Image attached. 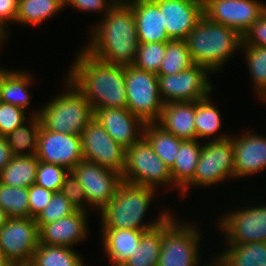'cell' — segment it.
Returning a JSON list of instances; mask_svg holds the SVG:
<instances>
[{
    "label": "cell",
    "mask_w": 266,
    "mask_h": 266,
    "mask_svg": "<svg viewBox=\"0 0 266 266\" xmlns=\"http://www.w3.org/2000/svg\"><path fill=\"white\" fill-rule=\"evenodd\" d=\"M215 259H216L215 262L213 261V263H208L205 265L203 264L202 266H226L223 258L220 256V254H219V256L215 257Z\"/></svg>",
    "instance_id": "47"
},
{
    "label": "cell",
    "mask_w": 266,
    "mask_h": 266,
    "mask_svg": "<svg viewBox=\"0 0 266 266\" xmlns=\"http://www.w3.org/2000/svg\"><path fill=\"white\" fill-rule=\"evenodd\" d=\"M19 0H0V25L8 28V22H16Z\"/></svg>",
    "instance_id": "45"
},
{
    "label": "cell",
    "mask_w": 266,
    "mask_h": 266,
    "mask_svg": "<svg viewBox=\"0 0 266 266\" xmlns=\"http://www.w3.org/2000/svg\"><path fill=\"white\" fill-rule=\"evenodd\" d=\"M69 170L61 165L38 162L35 184L52 192H60Z\"/></svg>",
    "instance_id": "39"
},
{
    "label": "cell",
    "mask_w": 266,
    "mask_h": 266,
    "mask_svg": "<svg viewBox=\"0 0 266 266\" xmlns=\"http://www.w3.org/2000/svg\"><path fill=\"white\" fill-rule=\"evenodd\" d=\"M39 160L35 156H12L0 172V182L11 187L29 188L35 184Z\"/></svg>",
    "instance_id": "27"
},
{
    "label": "cell",
    "mask_w": 266,
    "mask_h": 266,
    "mask_svg": "<svg viewBox=\"0 0 266 266\" xmlns=\"http://www.w3.org/2000/svg\"><path fill=\"white\" fill-rule=\"evenodd\" d=\"M171 40H185L203 15L202 0H153Z\"/></svg>",
    "instance_id": "17"
},
{
    "label": "cell",
    "mask_w": 266,
    "mask_h": 266,
    "mask_svg": "<svg viewBox=\"0 0 266 266\" xmlns=\"http://www.w3.org/2000/svg\"><path fill=\"white\" fill-rule=\"evenodd\" d=\"M80 52L65 79L87 98L93 110L127 108L125 66L105 63L84 49Z\"/></svg>",
    "instance_id": "2"
},
{
    "label": "cell",
    "mask_w": 266,
    "mask_h": 266,
    "mask_svg": "<svg viewBox=\"0 0 266 266\" xmlns=\"http://www.w3.org/2000/svg\"><path fill=\"white\" fill-rule=\"evenodd\" d=\"M203 15L236 30L241 36L266 11L258 0H202Z\"/></svg>",
    "instance_id": "14"
},
{
    "label": "cell",
    "mask_w": 266,
    "mask_h": 266,
    "mask_svg": "<svg viewBox=\"0 0 266 266\" xmlns=\"http://www.w3.org/2000/svg\"><path fill=\"white\" fill-rule=\"evenodd\" d=\"M11 158L10 147L5 137L0 135V172L9 164Z\"/></svg>",
    "instance_id": "46"
},
{
    "label": "cell",
    "mask_w": 266,
    "mask_h": 266,
    "mask_svg": "<svg viewBox=\"0 0 266 266\" xmlns=\"http://www.w3.org/2000/svg\"><path fill=\"white\" fill-rule=\"evenodd\" d=\"M32 78V75L26 71L7 70L2 76L0 101L27 110L31 99L28 88L34 81Z\"/></svg>",
    "instance_id": "26"
},
{
    "label": "cell",
    "mask_w": 266,
    "mask_h": 266,
    "mask_svg": "<svg viewBox=\"0 0 266 266\" xmlns=\"http://www.w3.org/2000/svg\"><path fill=\"white\" fill-rule=\"evenodd\" d=\"M8 216L5 211L0 207V227L5 224L7 221Z\"/></svg>",
    "instance_id": "49"
},
{
    "label": "cell",
    "mask_w": 266,
    "mask_h": 266,
    "mask_svg": "<svg viewBox=\"0 0 266 266\" xmlns=\"http://www.w3.org/2000/svg\"><path fill=\"white\" fill-rule=\"evenodd\" d=\"M16 266H30L29 264H21V265H16Z\"/></svg>",
    "instance_id": "54"
},
{
    "label": "cell",
    "mask_w": 266,
    "mask_h": 266,
    "mask_svg": "<svg viewBox=\"0 0 266 266\" xmlns=\"http://www.w3.org/2000/svg\"><path fill=\"white\" fill-rule=\"evenodd\" d=\"M122 180L153 189L158 188L159 185L176 188L170 169L153 151L152 146L144 137L125 149Z\"/></svg>",
    "instance_id": "7"
},
{
    "label": "cell",
    "mask_w": 266,
    "mask_h": 266,
    "mask_svg": "<svg viewBox=\"0 0 266 266\" xmlns=\"http://www.w3.org/2000/svg\"><path fill=\"white\" fill-rule=\"evenodd\" d=\"M17 264L10 261V260H6L4 259L2 262H0V266H16Z\"/></svg>",
    "instance_id": "50"
},
{
    "label": "cell",
    "mask_w": 266,
    "mask_h": 266,
    "mask_svg": "<svg viewBox=\"0 0 266 266\" xmlns=\"http://www.w3.org/2000/svg\"><path fill=\"white\" fill-rule=\"evenodd\" d=\"M242 45L266 47V11L242 35Z\"/></svg>",
    "instance_id": "43"
},
{
    "label": "cell",
    "mask_w": 266,
    "mask_h": 266,
    "mask_svg": "<svg viewBox=\"0 0 266 266\" xmlns=\"http://www.w3.org/2000/svg\"><path fill=\"white\" fill-rule=\"evenodd\" d=\"M60 192L74 205L77 209L80 210H89L87 206L83 203H89L87 201L85 192L78 178L72 171H69L65 176L64 181L61 185Z\"/></svg>",
    "instance_id": "41"
},
{
    "label": "cell",
    "mask_w": 266,
    "mask_h": 266,
    "mask_svg": "<svg viewBox=\"0 0 266 266\" xmlns=\"http://www.w3.org/2000/svg\"><path fill=\"white\" fill-rule=\"evenodd\" d=\"M234 147L235 178L256 174L266 168V137L255 133H244L237 137L230 135Z\"/></svg>",
    "instance_id": "19"
},
{
    "label": "cell",
    "mask_w": 266,
    "mask_h": 266,
    "mask_svg": "<svg viewBox=\"0 0 266 266\" xmlns=\"http://www.w3.org/2000/svg\"><path fill=\"white\" fill-rule=\"evenodd\" d=\"M175 221L163 232L158 266H197L200 237L192 224ZM185 224V225H184Z\"/></svg>",
    "instance_id": "9"
},
{
    "label": "cell",
    "mask_w": 266,
    "mask_h": 266,
    "mask_svg": "<svg viewBox=\"0 0 266 266\" xmlns=\"http://www.w3.org/2000/svg\"><path fill=\"white\" fill-rule=\"evenodd\" d=\"M211 140L209 139V142L202 144L195 176L180 191L182 195L192 186H205L206 188L226 179H235L233 175L234 147L232 139L222 133L218 137H212Z\"/></svg>",
    "instance_id": "6"
},
{
    "label": "cell",
    "mask_w": 266,
    "mask_h": 266,
    "mask_svg": "<svg viewBox=\"0 0 266 266\" xmlns=\"http://www.w3.org/2000/svg\"><path fill=\"white\" fill-rule=\"evenodd\" d=\"M81 183L89 206L101 211L115 196L122 175L94 162L82 160L72 170Z\"/></svg>",
    "instance_id": "13"
},
{
    "label": "cell",
    "mask_w": 266,
    "mask_h": 266,
    "mask_svg": "<svg viewBox=\"0 0 266 266\" xmlns=\"http://www.w3.org/2000/svg\"><path fill=\"white\" fill-rule=\"evenodd\" d=\"M156 123L179 139L196 140L195 102L180 101L164 104Z\"/></svg>",
    "instance_id": "22"
},
{
    "label": "cell",
    "mask_w": 266,
    "mask_h": 266,
    "mask_svg": "<svg viewBox=\"0 0 266 266\" xmlns=\"http://www.w3.org/2000/svg\"><path fill=\"white\" fill-rule=\"evenodd\" d=\"M194 64L185 40H169L157 75L177 74Z\"/></svg>",
    "instance_id": "33"
},
{
    "label": "cell",
    "mask_w": 266,
    "mask_h": 266,
    "mask_svg": "<svg viewBox=\"0 0 266 266\" xmlns=\"http://www.w3.org/2000/svg\"><path fill=\"white\" fill-rule=\"evenodd\" d=\"M185 41L193 62L212 73L220 71L242 46V36L236 30L209 20L204 15Z\"/></svg>",
    "instance_id": "4"
},
{
    "label": "cell",
    "mask_w": 266,
    "mask_h": 266,
    "mask_svg": "<svg viewBox=\"0 0 266 266\" xmlns=\"http://www.w3.org/2000/svg\"><path fill=\"white\" fill-rule=\"evenodd\" d=\"M30 118L26 123L5 136L12 156H35L37 153L41 121L39 116Z\"/></svg>",
    "instance_id": "28"
},
{
    "label": "cell",
    "mask_w": 266,
    "mask_h": 266,
    "mask_svg": "<svg viewBox=\"0 0 266 266\" xmlns=\"http://www.w3.org/2000/svg\"><path fill=\"white\" fill-rule=\"evenodd\" d=\"M143 137L152 146L153 151L171 169L180 144L184 141L170 132L165 131L156 122L145 123Z\"/></svg>",
    "instance_id": "29"
},
{
    "label": "cell",
    "mask_w": 266,
    "mask_h": 266,
    "mask_svg": "<svg viewBox=\"0 0 266 266\" xmlns=\"http://www.w3.org/2000/svg\"><path fill=\"white\" fill-rule=\"evenodd\" d=\"M65 6L74 7L81 12H108L118 0H64Z\"/></svg>",
    "instance_id": "44"
},
{
    "label": "cell",
    "mask_w": 266,
    "mask_h": 266,
    "mask_svg": "<svg viewBox=\"0 0 266 266\" xmlns=\"http://www.w3.org/2000/svg\"><path fill=\"white\" fill-rule=\"evenodd\" d=\"M103 247L112 266H121L140 244L143 231L134 229H101Z\"/></svg>",
    "instance_id": "23"
},
{
    "label": "cell",
    "mask_w": 266,
    "mask_h": 266,
    "mask_svg": "<svg viewBox=\"0 0 266 266\" xmlns=\"http://www.w3.org/2000/svg\"><path fill=\"white\" fill-rule=\"evenodd\" d=\"M65 7L64 0H19L16 23L37 26Z\"/></svg>",
    "instance_id": "31"
},
{
    "label": "cell",
    "mask_w": 266,
    "mask_h": 266,
    "mask_svg": "<svg viewBox=\"0 0 266 266\" xmlns=\"http://www.w3.org/2000/svg\"><path fill=\"white\" fill-rule=\"evenodd\" d=\"M8 69H2L1 71H0V85H1V82H2V76H3V74L7 71Z\"/></svg>",
    "instance_id": "51"
},
{
    "label": "cell",
    "mask_w": 266,
    "mask_h": 266,
    "mask_svg": "<svg viewBox=\"0 0 266 266\" xmlns=\"http://www.w3.org/2000/svg\"><path fill=\"white\" fill-rule=\"evenodd\" d=\"M23 108L0 101V135L6 136L28 121Z\"/></svg>",
    "instance_id": "40"
},
{
    "label": "cell",
    "mask_w": 266,
    "mask_h": 266,
    "mask_svg": "<svg viewBox=\"0 0 266 266\" xmlns=\"http://www.w3.org/2000/svg\"><path fill=\"white\" fill-rule=\"evenodd\" d=\"M166 42L139 43L133 66L158 74L165 56Z\"/></svg>",
    "instance_id": "37"
},
{
    "label": "cell",
    "mask_w": 266,
    "mask_h": 266,
    "mask_svg": "<svg viewBox=\"0 0 266 266\" xmlns=\"http://www.w3.org/2000/svg\"><path fill=\"white\" fill-rule=\"evenodd\" d=\"M205 97L195 102V128L197 131V140L200 138H211L212 135H218L216 132L222 126L221 114L218 108L212 104L211 99Z\"/></svg>",
    "instance_id": "34"
},
{
    "label": "cell",
    "mask_w": 266,
    "mask_h": 266,
    "mask_svg": "<svg viewBox=\"0 0 266 266\" xmlns=\"http://www.w3.org/2000/svg\"><path fill=\"white\" fill-rule=\"evenodd\" d=\"M125 88L127 109L144 123L157 122L164 105L159 93L157 74L133 65L126 66Z\"/></svg>",
    "instance_id": "8"
},
{
    "label": "cell",
    "mask_w": 266,
    "mask_h": 266,
    "mask_svg": "<svg viewBox=\"0 0 266 266\" xmlns=\"http://www.w3.org/2000/svg\"><path fill=\"white\" fill-rule=\"evenodd\" d=\"M65 92L49 100L32 116H39L41 125L52 132L81 135L94 118L91 104L67 79Z\"/></svg>",
    "instance_id": "5"
},
{
    "label": "cell",
    "mask_w": 266,
    "mask_h": 266,
    "mask_svg": "<svg viewBox=\"0 0 266 266\" xmlns=\"http://www.w3.org/2000/svg\"><path fill=\"white\" fill-rule=\"evenodd\" d=\"M4 260L3 254L0 251V262H2Z\"/></svg>",
    "instance_id": "53"
},
{
    "label": "cell",
    "mask_w": 266,
    "mask_h": 266,
    "mask_svg": "<svg viewBox=\"0 0 266 266\" xmlns=\"http://www.w3.org/2000/svg\"><path fill=\"white\" fill-rule=\"evenodd\" d=\"M103 15L100 24L90 31V42L83 49L108 64L132 65L139 45L132 7L125 0H118Z\"/></svg>",
    "instance_id": "1"
},
{
    "label": "cell",
    "mask_w": 266,
    "mask_h": 266,
    "mask_svg": "<svg viewBox=\"0 0 266 266\" xmlns=\"http://www.w3.org/2000/svg\"><path fill=\"white\" fill-rule=\"evenodd\" d=\"M39 244V226L35 218H8L0 227V251L4 259L17 265L30 264Z\"/></svg>",
    "instance_id": "11"
},
{
    "label": "cell",
    "mask_w": 266,
    "mask_h": 266,
    "mask_svg": "<svg viewBox=\"0 0 266 266\" xmlns=\"http://www.w3.org/2000/svg\"><path fill=\"white\" fill-rule=\"evenodd\" d=\"M81 140L83 160L94 162L122 175L125 167V149L95 118L82 130Z\"/></svg>",
    "instance_id": "12"
},
{
    "label": "cell",
    "mask_w": 266,
    "mask_h": 266,
    "mask_svg": "<svg viewBox=\"0 0 266 266\" xmlns=\"http://www.w3.org/2000/svg\"><path fill=\"white\" fill-rule=\"evenodd\" d=\"M0 207L8 218L30 217L28 188L11 187L0 182Z\"/></svg>",
    "instance_id": "35"
},
{
    "label": "cell",
    "mask_w": 266,
    "mask_h": 266,
    "mask_svg": "<svg viewBox=\"0 0 266 266\" xmlns=\"http://www.w3.org/2000/svg\"><path fill=\"white\" fill-rule=\"evenodd\" d=\"M260 98H262V100H264V101H263L264 104H266V103H265V102H266V92H265Z\"/></svg>",
    "instance_id": "52"
},
{
    "label": "cell",
    "mask_w": 266,
    "mask_h": 266,
    "mask_svg": "<svg viewBox=\"0 0 266 266\" xmlns=\"http://www.w3.org/2000/svg\"><path fill=\"white\" fill-rule=\"evenodd\" d=\"M7 32H8V30H6V28H4L2 25H0V45L4 40H6L5 38L8 37L7 34H9V33H7Z\"/></svg>",
    "instance_id": "48"
},
{
    "label": "cell",
    "mask_w": 266,
    "mask_h": 266,
    "mask_svg": "<svg viewBox=\"0 0 266 266\" xmlns=\"http://www.w3.org/2000/svg\"><path fill=\"white\" fill-rule=\"evenodd\" d=\"M156 189L122 181L114 198L100 211L102 229H134L143 232L155 228L171 214L161 212L150 223L143 217L154 199Z\"/></svg>",
    "instance_id": "3"
},
{
    "label": "cell",
    "mask_w": 266,
    "mask_h": 266,
    "mask_svg": "<svg viewBox=\"0 0 266 266\" xmlns=\"http://www.w3.org/2000/svg\"><path fill=\"white\" fill-rule=\"evenodd\" d=\"M76 210L77 208L61 192H54L47 206L35 218V222L40 229L43 225L69 216Z\"/></svg>",
    "instance_id": "38"
},
{
    "label": "cell",
    "mask_w": 266,
    "mask_h": 266,
    "mask_svg": "<svg viewBox=\"0 0 266 266\" xmlns=\"http://www.w3.org/2000/svg\"><path fill=\"white\" fill-rule=\"evenodd\" d=\"M171 214L153 229L142 233L135 252L121 266H158L163 232L174 222Z\"/></svg>",
    "instance_id": "24"
},
{
    "label": "cell",
    "mask_w": 266,
    "mask_h": 266,
    "mask_svg": "<svg viewBox=\"0 0 266 266\" xmlns=\"http://www.w3.org/2000/svg\"><path fill=\"white\" fill-rule=\"evenodd\" d=\"M245 60L250 71L256 95L261 97L266 92V47L242 45Z\"/></svg>",
    "instance_id": "36"
},
{
    "label": "cell",
    "mask_w": 266,
    "mask_h": 266,
    "mask_svg": "<svg viewBox=\"0 0 266 266\" xmlns=\"http://www.w3.org/2000/svg\"><path fill=\"white\" fill-rule=\"evenodd\" d=\"M54 192L45 189L37 184L28 188V201L30 217L36 218L52 199Z\"/></svg>",
    "instance_id": "42"
},
{
    "label": "cell",
    "mask_w": 266,
    "mask_h": 266,
    "mask_svg": "<svg viewBox=\"0 0 266 266\" xmlns=\"http://www.w3.org/2000/svg\"><path fill=\"white\" fill-rule=\"evenodd\" d=\"M88 211L77 209L69 216L43 225L39 229L40 243L52 246L73 247L86 239ZM73 245V246H72Z\"/></svg>",
    "instance_id": "20"
},
{
    "label": "cell",
    "mask_w": 266,
    "mask_h": 266,
    "mask_svg": "<svg viewBox=\"0 0 266 266\" xmlns=\"http://www.w3.org/2000/svg\"><path fill=\"white\" fill-rule=\"evenodd\" d=\"M84 259L67 246L39 244L33 253L30 266H84Z\"/></svg>",
    "instance_id": "32"
},
{
    "label": "cell",
    "mask_w": 266,
    "mask_h": 266,
    "mask_svg": "<svg viewBox=\"0 0 266 266\" xmlns=\"http://www.w3.org/2000/svg\"><path fill=\"white\" fill-rule=\"evenodd\" d=\"M220 256L226 266H266V242L227 244Z\"/></svg>",
    "instance_id": "30"
},
{
    "label": "cell",
    "mask_w": 266,
    "mask_h": 266,
    "mask_svg": "<svg viewBox=\"0 0 266 266\" xmlns=\"http://www.w3.org/2000/svg\"><path fill=\"white\" fill-rule=\"evenodd\" d=\"M94 118L124 149L143 137L145 123L127 108L95 109Z\"/></svg>",
    "instance_id": "18"
},
{
    "label": "cell",
    "mask_w": 266,
    "mask_h": 266,
    "mask_svg": "<svg viewBox=\"0 0 266 266\" xmlns=\"http://www.w3.org/2000/svg\"><path fill=\"white\" fill-rule=\"evenodd\" d=\"M36 157L39 161L61 165L71 171L83 160L81 135L52 132L41 125Z\"/></svg>",
    "instance_id": "16"
},
{
    "label": "cell",
    "mask_w": 266,
    "mask_h": 266,
    "mask_svg": "<svg viewBox=\"0 0 266 266\" xmlns=\"http://www.w3.org/2000/svg\"><path fill=\"white\" fill-rule=\"evenodd\" d=\"M266 204V203H265ZM229 212L219 221L228 244L266 242V205Z\"/></svg>",
    "instance_id": "15"
},
{
    "label": "cell",
    "mask_w": 266,
    "mask_h": 266,
    "mask_svg": "<svg viewBox=\"0 0 266 266\" xmlns=\"http://www.w3.org/2000/svg\"><path fill=\"white\" fill-rule=\"evenodd\" d=\"M204 66L194 64L188 69L173 75H157L159 93L164 104L169 102H196L211 95L213 91Z\"/></svg>",
    "instance_id": "10"
},
{
    "label": "cell",
    "mask_w": 266,
    "mask_h": 266,
    "mask_svg": "<svg viewBox=\"0 0 266 266\" xmlns=\"http://www.w3.org/2000/svg\"><path fill=\"white\" fill-rule=\"evenodd\" d=\"M136 19L139 43L167 42L166 31L158 5L153 0H125Z\"/></svg>",
    "instance_id": "21"
},
{
    "label": "cell",
    "mask_w": 266,
    "mask_h": 266,
    "mask_svg": "<svg viewBox=\"0 0 266 266\" xmlns=\"http://www.w3.org/2000/svg\"><path fill=\"white\" fill-rule=\"evenodd\" d=\"M199 140H184L178 149L174 165L170 169L173 184L182 190L195 176L196 166L201 154Z\"/></svg>",
    "instance_id": "25"
}]
</instances>
